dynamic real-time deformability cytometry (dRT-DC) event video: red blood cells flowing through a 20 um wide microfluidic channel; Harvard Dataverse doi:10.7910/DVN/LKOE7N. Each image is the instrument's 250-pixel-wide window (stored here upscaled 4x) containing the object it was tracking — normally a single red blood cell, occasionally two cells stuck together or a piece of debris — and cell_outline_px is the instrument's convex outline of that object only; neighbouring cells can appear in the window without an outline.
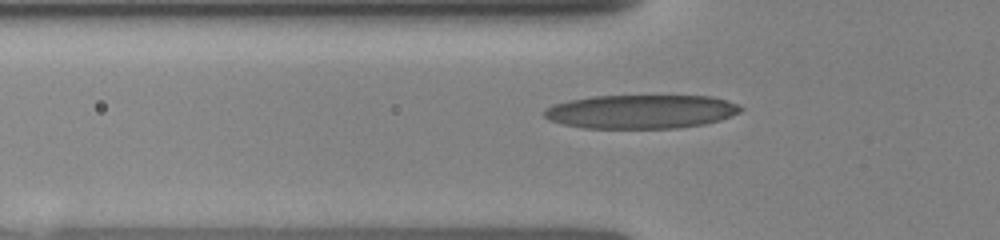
{"species": "human", "species_latin": "Homo sapiens", "temperature_condition": "room temperature", "stored_images_in_passage": 4, "segment_of_instrument_passage": [2, 2], "camera_frame_rate_fps": 3000, "um_per_image_px": 0.085, "donor": {"sex": "female"}, "frame": {"image": 1, "passage_image": 4, "time_ms": 2.333, "image_size_px": [1000, 240], "cell_outline_px": [[744, 108], [740, 112], [732, 116], [720, 120], [704, 124], [676, 128], [584, 128], [564, 124], [548, 120], [544, 116], [544, 108], [552, 104], [568, 100], [592, 96], [712, 96], [736, 104]], "centroid_in_image_um": [54.46, 9.49], "position_along_channel_um": 71.3, "area_um2": 38.78}}